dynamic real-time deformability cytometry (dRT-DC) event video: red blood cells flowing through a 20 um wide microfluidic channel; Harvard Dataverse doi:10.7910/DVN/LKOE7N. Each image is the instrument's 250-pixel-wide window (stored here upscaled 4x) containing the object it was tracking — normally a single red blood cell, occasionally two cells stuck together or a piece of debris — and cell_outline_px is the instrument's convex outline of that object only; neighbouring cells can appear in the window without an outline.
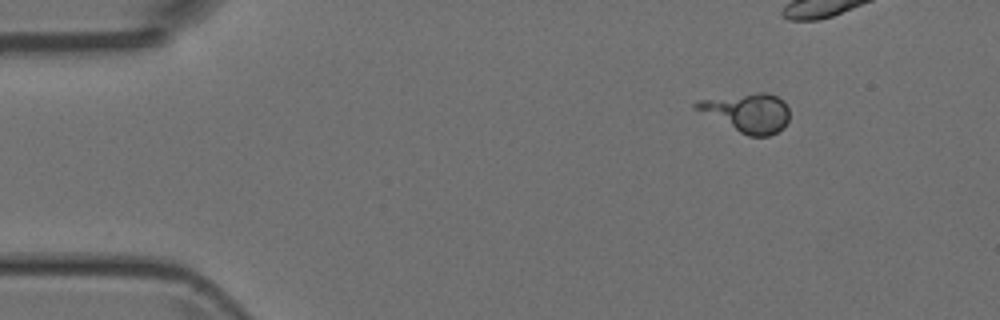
{"species": "Egyptian fruit bat (a non-hibernating species)", "species_latin": "Rousettus aegyptiacus", "temperature_condition": "room temperature", "stored_images_in_passage": 36, "camera_frame_rate_fps": 3000, "um_per_image_px": 0.085, "animal": {"sex": "female"}, "frame": {"image": 1, "passage_image": 1, "time_ms": 0.0, "image_size_px": [1000, 320], "cell_outline_px": [[788, 120], [784, 128], [768, 136], [748, 136], [692, 108], [692, 104], [696, 100], [760, 92], [768, 92], [784, 100], [788, 108]], "centroid_in_image_um": [63.52, 9.56], "position_along_channel_um": 21.5, "area_um2": 21.1}}